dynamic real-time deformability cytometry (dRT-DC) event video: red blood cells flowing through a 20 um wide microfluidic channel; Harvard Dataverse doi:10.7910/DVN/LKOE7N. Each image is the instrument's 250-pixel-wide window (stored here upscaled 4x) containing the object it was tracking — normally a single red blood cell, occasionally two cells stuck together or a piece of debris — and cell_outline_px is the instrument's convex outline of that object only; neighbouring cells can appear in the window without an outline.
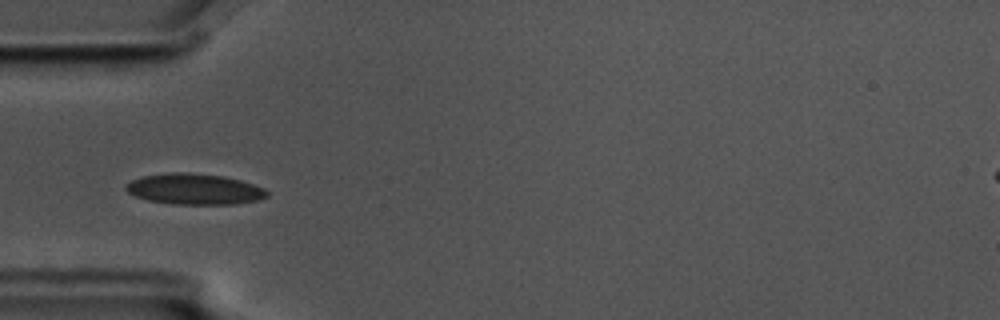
{"species": "common noctule bat (a hibernating species)", "species_latin": "Nyctalus noctula", "temperature_condition": "cold", "stored_images_in_passage": 7, "camera_frame_rate_fps": 3000, "um_per_image_px": 0.085, "animal": {"sex": "male", "body_mass_g": 17.5, "forearm_length_mm": 52.3}, "frame": {"image": 1, "passage_image": 6, "time_ms": 1.667, "image_size_px": [1000, 320], "cell_outline_px": [[268, 196], [260, 200], [236, 204], [172, 204], [148, 200], [136, 196], [128, 192], [124, 188], [124, 184], [140, 176], [168, 172], [188, 172], [224, 176], [240, 180], [264, 188], [268, 192]], "centroid_in_image_um": [16.51, 16.07], "position_along_channel_um": 68.5, "area_um2": 25.61}}